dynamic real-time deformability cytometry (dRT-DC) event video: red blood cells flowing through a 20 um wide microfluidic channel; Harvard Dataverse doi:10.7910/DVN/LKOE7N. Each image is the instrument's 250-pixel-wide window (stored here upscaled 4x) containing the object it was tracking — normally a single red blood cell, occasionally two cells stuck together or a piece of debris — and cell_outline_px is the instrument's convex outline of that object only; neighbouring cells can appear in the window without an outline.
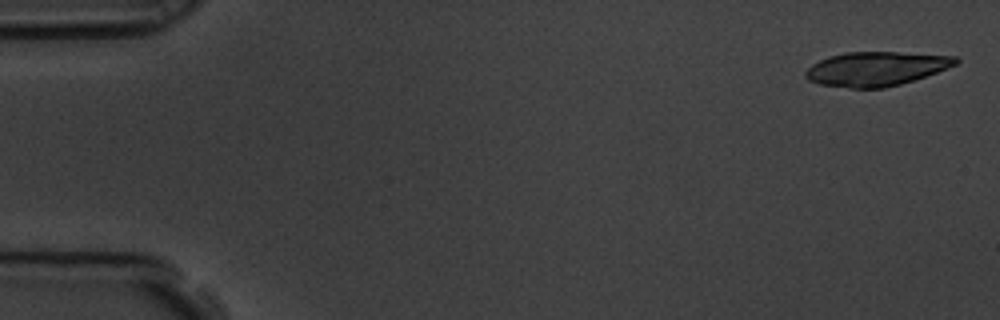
{"species": "common noctule bat (a hibernating species)", "species_latin": "Nyctalus noctula", "temperature_condition": "room temperature", "stored_images_in_passage": 7, "camera_frame_rate_fps": 3000, "um_per_image_px": 0.085, "animal": {"sex": "male", "body_mass_g": 19.5, "forearm_length_mm": 54.6}, "frame": {"image": 1, "passage_image": 1, "time_ms": 0.0, "image_size_px": [1000, 320], "cell_outline_px": [[960, 60], [956, 64], [948, 68], [900, 84], [884, 88], [852, 88], [820, 84], [808, 80], [804, 76], [804, 72], [812, 64], [828, 56], [844, 52], [896, 52], [956, 56]], "centroid_in_image_um": [74.44, 5.84], "position_along_channel_um": 10.6, "area_um2": 29.77}}